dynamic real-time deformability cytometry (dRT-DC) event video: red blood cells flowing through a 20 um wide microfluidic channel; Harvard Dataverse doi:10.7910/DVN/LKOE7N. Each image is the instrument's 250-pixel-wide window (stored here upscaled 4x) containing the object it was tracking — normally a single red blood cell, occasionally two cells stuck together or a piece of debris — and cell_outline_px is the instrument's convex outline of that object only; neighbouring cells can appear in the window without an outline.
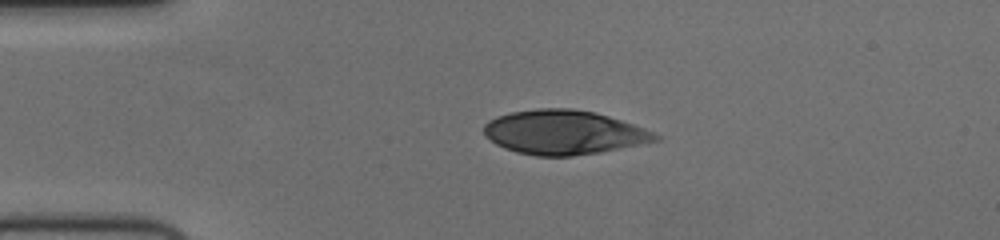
{"species": "human", "species_latin": "Homo sapiens", "temperature_condition": "cold", "stored_images_in_passage": 44, "camera_frame_rate_fps": 3000, "um_per_image_px": 0.085, "donor": {"sex": "female"}, "frame": {"image": 1, "passage_image": 1, "time_ms": 0.0, "image_size_px": [1000, 240], "cell_outline_px": [[660, 140], [600, 152], [572, 156], [536, 156], [516, 152], [504, 148], [496, 144], [484, 136], [484, 124], [488, 120], [496, 116], [512, 112], [536, 108], [572, 108], [596, 112], [644, 128], [660, 136]], "centroid_in_image_um": [47.88, 11.24], "position_along_channel_um": 37.1, "area_um2": 44.22}}
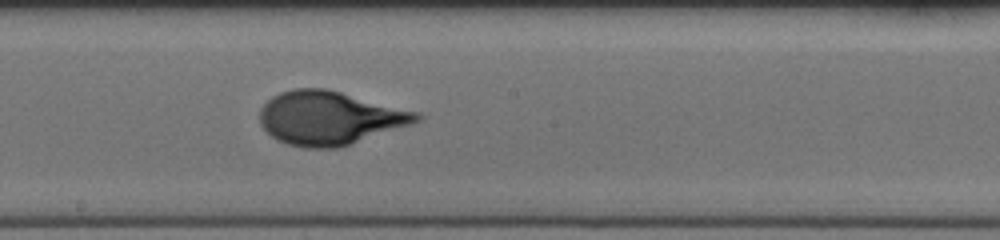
{"frame": {"image": 2, "passage_image": 19, "time_ms": 6.0, "image_size_px": [1000, 240], "cell_outline_px": [[424, 116], [420, 120], [412, 124], [336, 148], [304, 148], [288, 144], [276, 140], [260, 124], [260, 108], [272, 96], [280, 92], [292, 88], [328, 88], [420, 112]], "centroid_in_image_um": [28.02, 10.01], "position_along_channel_um": 220.2, "area_um2": 49.07}}
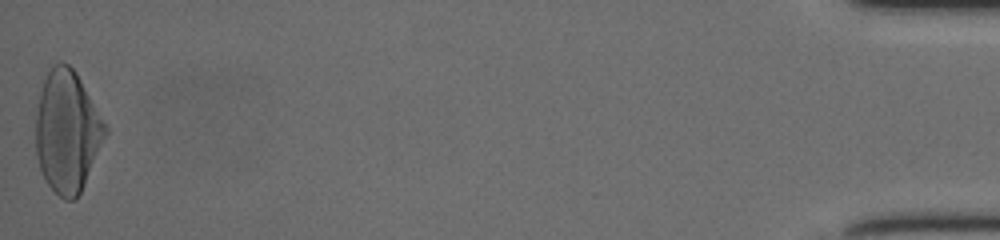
{"frame": {"image": 3, "passage_image": 44, "time_ms": 14.333, "image_size_px": [1000, 240], "cell_outline_px": [[108, 132], [84, 184], [76, 200], [64, 200], [48, 184], [40, 168], [36, 156], [36, 112], [40, 92], [44, 80], [52, 64], [68, 64], [76, 72], [108, 128]], "centroid_in_image_um": [5.71, 11.18], "position_along_channel_um": 429.5, "area_um2": 48.84}, "authors_computed_cell_mechanics": {"area_um2": 47.4827, "velocity_mm_per_s": 3.6914, "shape_relaxation_time_tau1_ms": 4.5672, "shape_relaxation_time_tau2_ms": null, "deformation_change_tau1": 0.2247, "deformation_change_tau2": null}}